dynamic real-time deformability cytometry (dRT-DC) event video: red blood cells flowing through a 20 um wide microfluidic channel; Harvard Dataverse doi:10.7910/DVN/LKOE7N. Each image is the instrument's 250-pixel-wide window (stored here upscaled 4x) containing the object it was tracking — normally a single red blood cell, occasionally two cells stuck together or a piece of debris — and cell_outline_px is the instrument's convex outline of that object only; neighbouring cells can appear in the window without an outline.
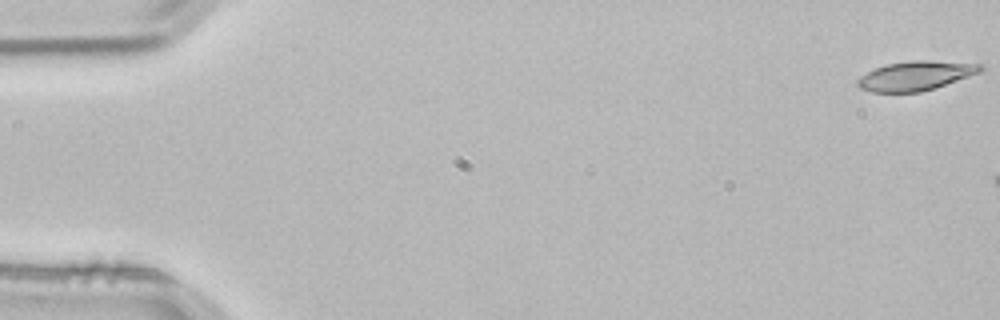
{"species": "common noctule bat (a hibernating species)", "species_latin": "Nyctalus noctula", "temperature_condition": "room temperature", "stored_images_in_passage": 3, "segment_of_instrument_passage": [2, 2], "camera_frame_rate_fps": 3000, "um_per_image_px": 0.085, "animal": {"sex": "male", "body_mass_g": 21.5, "forearm_length_mm": 52.0}, "frame": {"image": 1, "passage_image": 3, "time_ms": 0.667, "image_size_px": [1000, 320], "cell_outline_px": [[984, 68], [980, 72], [936, 88], [920, 92], [872, 92], [860, 88], [856, 84], [856, 80], [860, 76], [876, 68], [888, 64], [912, 60], [924, 60], [984, 64]], "centroid_in_image_um": [77.84, 6.44], "position_along_channel_um": 7.2, "area_um2": 20.92}}